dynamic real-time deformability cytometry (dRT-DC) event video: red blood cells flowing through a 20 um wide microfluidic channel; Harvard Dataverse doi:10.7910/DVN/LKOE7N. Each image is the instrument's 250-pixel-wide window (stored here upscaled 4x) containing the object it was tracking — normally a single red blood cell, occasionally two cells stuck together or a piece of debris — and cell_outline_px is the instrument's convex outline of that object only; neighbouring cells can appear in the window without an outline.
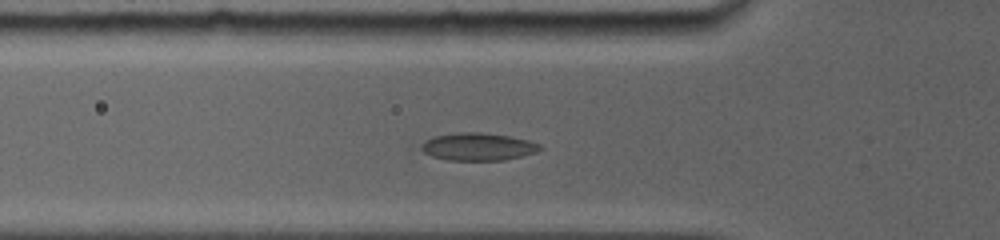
{"species": "common noctule bat (a hibernating species)", "species_latin": "Nyctalus noctula", "temperature_condition": "room temperature", "stored_images_in_passage": 42, "camera_frame_rate_fps": 5000, "um_per_image_px": 0.085, "animal": {"sex": "female", "body_mass_g": 19.0, "forearm_length_mm": 56.7}, "frame": {"image": 1, "passage_image": 2, "time_ms": 0.2, "image_size_px": [1000, 240], "cell_outline_px": [[544, 148], [536, 152], [504, 160], [448, 160], [432, 156], [424, 152], [420, 148], [420, 144], [424, 140], [432, 136], [456, 132], [480, 132], [512, 136], [528, 140], [540, 144]], "centroid_in_image_um": [40.61, 12.45], "position_along_channel_um": 85.2, "area_um2": 19.31}}
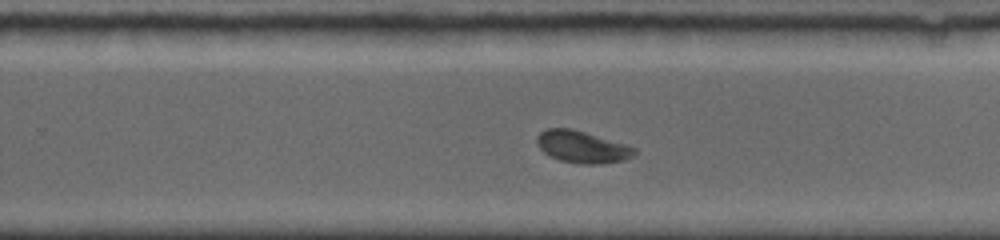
{"frame": {"image": 2, "passage_image": 23, "time_ms": 5.2, "image_size_px": [1000, 240], "cell_outline_px": [[636, 152], [632, 156], [624, 160], [600, 164], [580, 164], [560, 160], [548, 156], [536, 144], [536, 136], [540, 132], [548, 128], [572, 128], [628, 144], [636, 148]], "centroid_in_image_um": [49.48, 12.48], "position_along_channel_um": 280.3, "area_um2": 18.44}}
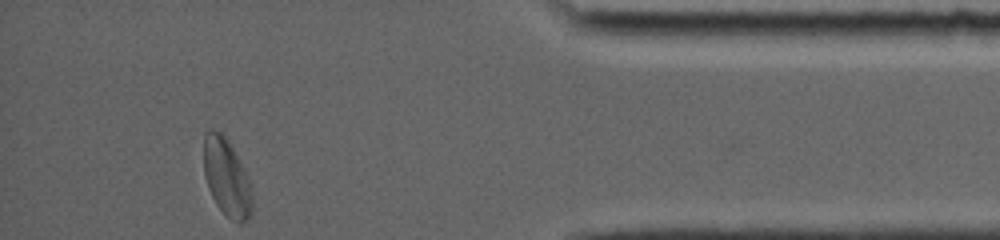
{"frame": {"image": 3, "passage_image": 41, "time_ms": 9.4, "image_size_px": [1000, 240], "cell_outline_px": [[252, 212], [248, 220], [240, 224], [232, 220], [216, 204], [208, 188], [204, 172], [204, 132], [208, 128], [212, 128], [220, 132], [228, 140], [248, 180], [252, 196]], "centroid_in_image_um": [19.24, 15.09], "position_along_channel_um": 416.0, "area_um2": 21.56}}